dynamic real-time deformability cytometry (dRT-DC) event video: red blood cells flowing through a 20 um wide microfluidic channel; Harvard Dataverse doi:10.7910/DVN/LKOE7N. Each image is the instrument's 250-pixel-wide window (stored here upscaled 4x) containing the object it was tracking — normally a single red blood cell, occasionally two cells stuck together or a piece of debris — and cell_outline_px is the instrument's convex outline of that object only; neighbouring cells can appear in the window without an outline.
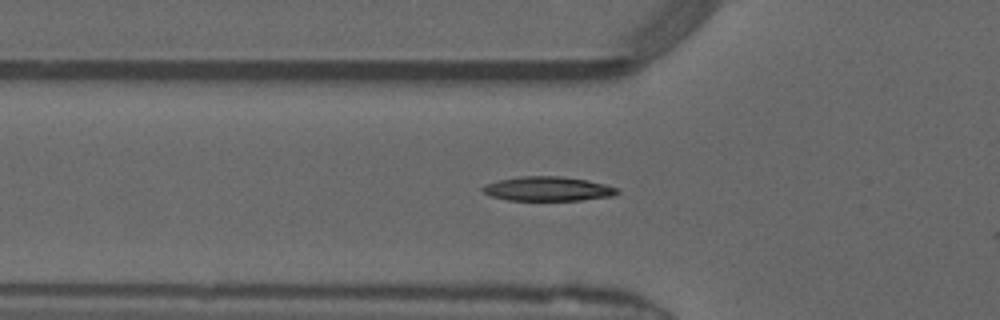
{"species": "common noctule bat (a hibernating species)", "species_latin": "Nyctalus noctula", "temperature_condition": "warm", "stored_images_in_passage": 31, "camera_frame_rate_fps": 3000, "um_per_image_px": 0.085, "animal": {"sex": "male", "forearm_length_mm": 52.5}, "frame": {"image": 1, "passage_image": 3, "time_ms": 0.667, "image_size_px": [1000, 320], "cell_outline_px": [[620, 192], [612, 196], [580, 200], [508, 200], [492, 196], [484, 192], [480, 188], [484, 184], [500, 180], [520, 176], [560, 176], [588, 180], [620, 188]], "centroid_in_image_um": [46.59, 16.04], "position_along_channel_um": 79.2, "area_um2": 19.07}}
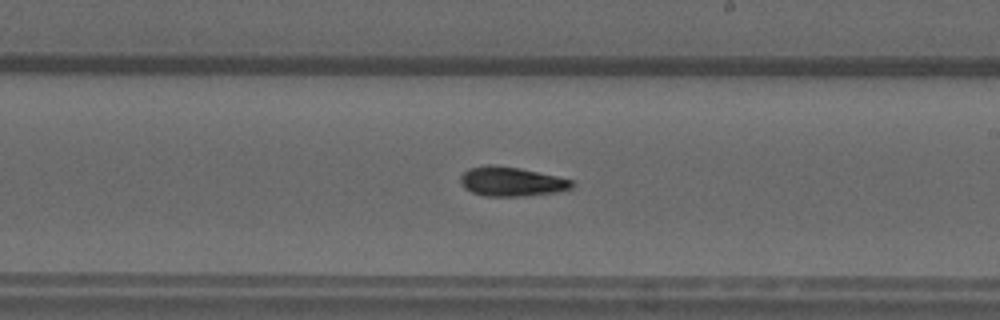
{"frame": {"image": 2, "passage_image": 15, "time_ms": 4.667, "image_size_px": [1000, 320], "cell_outline_px": [[576, 184], [572, 188], [556, 192], [524, 196], [484, 196], [472, 192], [464, 188], [460, 180], [460, 176], [468, 168], [488, 164], [496, 164], [520, 168], [556, 176], [572, 180]], "centroid_in_image_um": [43.46, 15.42], "position_along_channel_um": 245.5, "area_um2": 19.19}}
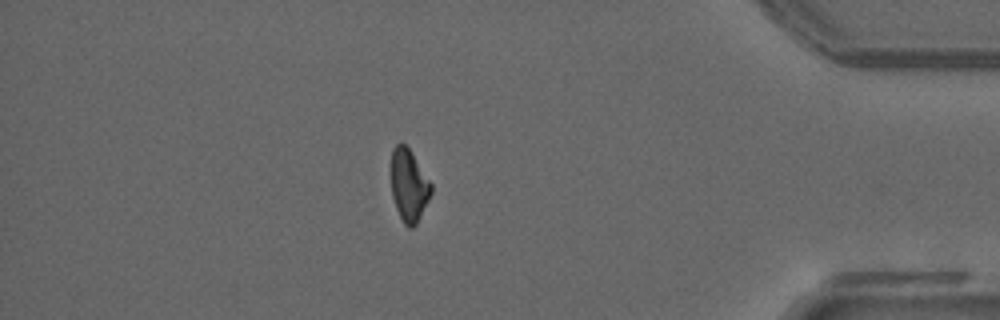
{"frame": {"image": 3, "passage_image": 29, "time_ms": 9.333, "image_size_px": [1000, 320], "cell_outline_px": [[432, 192], [416, 224], [412, 228], [408, 228], [404, 224], [396, 208], [392, 196], [392, 148], [400, 140], [412, 152], [432, 184]], "centroid_in_image_um": [34.76, 15.73], "position_along_channel_um": 400.4, "area_um2": 16.76}}